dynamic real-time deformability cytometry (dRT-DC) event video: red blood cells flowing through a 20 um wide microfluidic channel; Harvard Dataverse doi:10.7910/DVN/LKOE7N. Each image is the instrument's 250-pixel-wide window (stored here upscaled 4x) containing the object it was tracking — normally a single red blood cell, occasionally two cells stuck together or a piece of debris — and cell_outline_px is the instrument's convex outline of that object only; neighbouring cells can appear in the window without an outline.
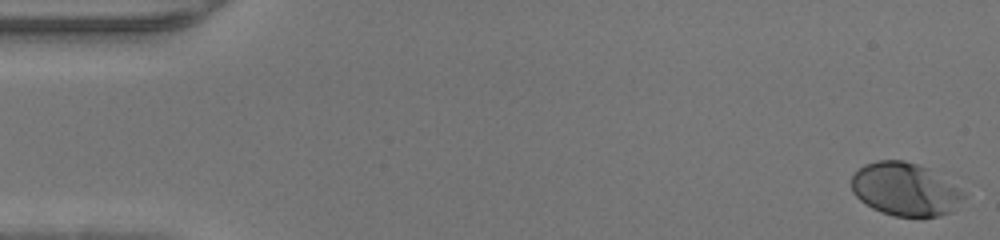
{"species": "human", "species_latin": "Homo sapiens", "temperature_condition": "warm", "stored_images_in_passage": 48, "camera_frame_rate_fps": 3000, "um_per_image_px": 0.085, "donor": {"sex": "male"}, "frame": {"image": 1, "passage_image": 1, "time_ms": 0.0, "image_size_px": [1000, 240], "cell_outline_px": [[968, 196], [952, 212], [940, 216], [896, 216], [880, 212], [872, 208], [860, 200], [852, 192], [852, 176], [864, 164], [876, 160], [904, 160], [928, 168], [960, 188]], "centroid_in_image_um": [76.96, 16.09], "position_along_channel_um": 8.0, "area_um2": 34.85}}
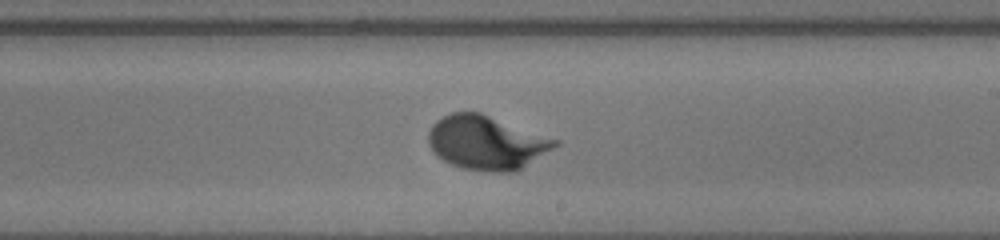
{"frame": {"image": 2, "passage_image": 28, "time_ms": 9.0, "image_size_px": [1000, 240], "cell_outline_px": [[560, 144], [516, 172], [492, 172], [464, 168], [452, 164], [436, 156], [432, 152], [428, 144], [428, 132], [432, 124], [436, 120], [452, 112], [480, 112], [560, 140]], "centroid_in_image_um": [41.35, 12.12], "position_along_channel_um": 247.7, "area_um2": 39.94}}
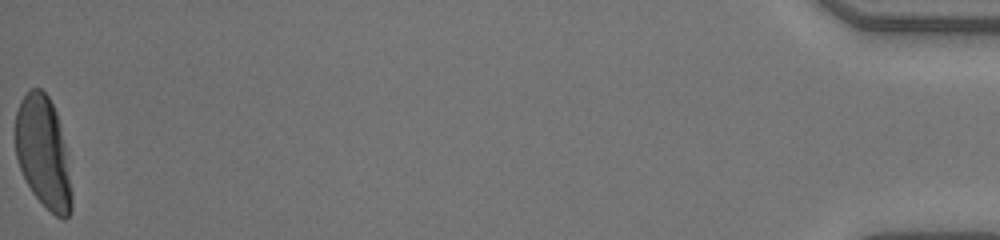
{"frame": {"image": 3, "passage_image": 48, "time_ms": 15.667, "image_size_px": [1000, 240], "cell_outline_px": [[72, 208], [68, 216], [64, 220], [56, 216], [32, 192], [20, 168], [16, 156], [16, 112], [20, 100], [32, 88], [40, 88], [48, 96], [56, 112], [64, 144], [72, 192]], "centroid_in_image_um": [3.67, 12.96], "position_along_channel_um": 431.5, "area_um2": 35.95}}